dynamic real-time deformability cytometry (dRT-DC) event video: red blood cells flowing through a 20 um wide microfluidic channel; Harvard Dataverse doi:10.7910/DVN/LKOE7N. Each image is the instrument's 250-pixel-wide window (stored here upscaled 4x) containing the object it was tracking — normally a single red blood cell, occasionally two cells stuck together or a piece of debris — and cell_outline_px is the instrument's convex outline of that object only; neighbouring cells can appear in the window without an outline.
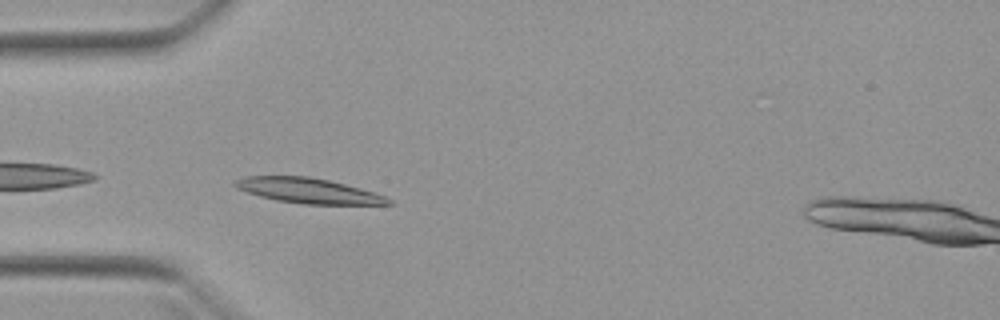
{"species": "Egyptian fruit bat (a non-hibernating species)", "species_latin": "Rousettus aegyptiacus", "temperature_condition": "warm", "stored_images_in_passage": 34, "camera_frame_rate_fps": 3000, "um_per_image_px": 0.085, "animal": {"sex": "female"}, "frame": {"image": 1, "passage_image": 1, "time_ms": 0.0, "image_size_px": [1000, 320], "cell_outline_px": [[392, 204], [304, 204], [276, 200], [260, 196], [236, 188], [232, 184], [236, 180], [244, 176], [308, 176], [328, 180], [360, 188], [384, 196], [392, 200]], "centroid_in_image_um": [26.17, 16.2], "position_along_channel_um": 58.8, "area_um2": 22.2}}
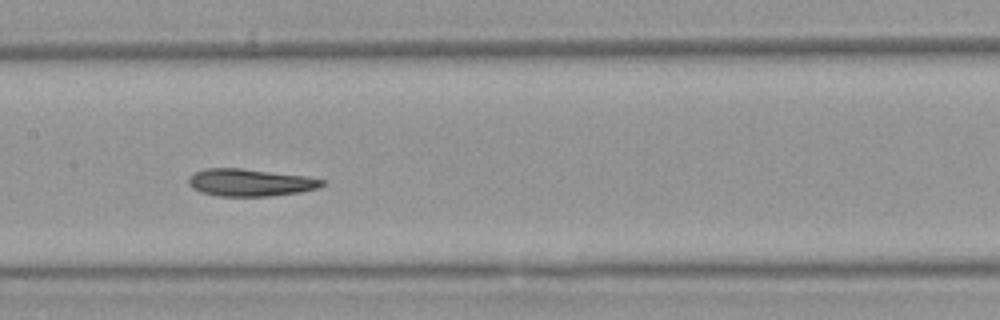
{"frame": {"image": 2, "passage_image": 11, "time_ms": 3.333, "image_size_px": [1000, 320], "cell_outline_px": [[324, 184], [320, 188], [300, 192], [268, 196], [220, 196], [200, 192], [192, 188], [188, 184], [188, 176], [204, 168], [240, 168], [308, 176], [324, 180]], "centroid_in_image_um": [21.26, 15.51], "position_along_channel_um": 186.1, "area_um2": 21.39}}
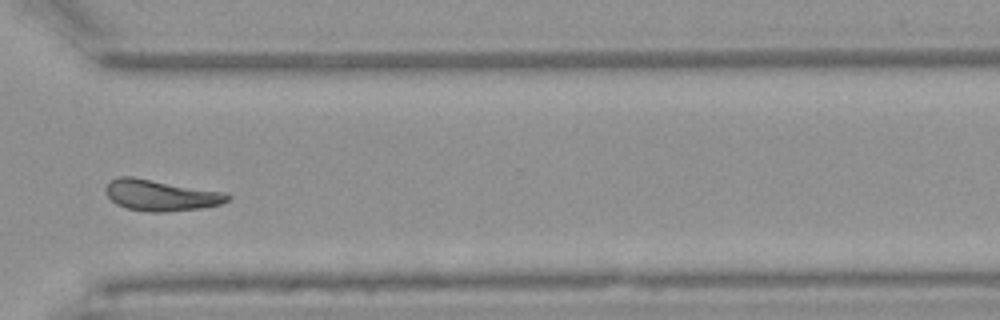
{"frame": {"image": 3, "passage_image": 24, "time_ms": 7.667, "image_size_px": [1000, 320], "cell_outline_px": [[232, 196], [228, 200], [220, 204], [200, 208], [168, 212], [148, 212], [128, 208], [116, 204], [104, 192], [104, 188], [112, 180], [120, 176], [132, 176], [224, 192]], "centroid_in_image_um": [13.65, 16.59], "position_along_channel_um": 356.9, "area_um2": 22.02}, "authors_computed_cell_mechanics": {"area_um2": 21.0681, "velocity_mm_per_s": 3.9387, "shape_relaxation_time_tau1_ms": 6.1465, "shape_relaxation_time_tau2_ms": 4.7896, "deformation_change_tau1": 0.1836, "deformation_change_tau2": 0.1263}}